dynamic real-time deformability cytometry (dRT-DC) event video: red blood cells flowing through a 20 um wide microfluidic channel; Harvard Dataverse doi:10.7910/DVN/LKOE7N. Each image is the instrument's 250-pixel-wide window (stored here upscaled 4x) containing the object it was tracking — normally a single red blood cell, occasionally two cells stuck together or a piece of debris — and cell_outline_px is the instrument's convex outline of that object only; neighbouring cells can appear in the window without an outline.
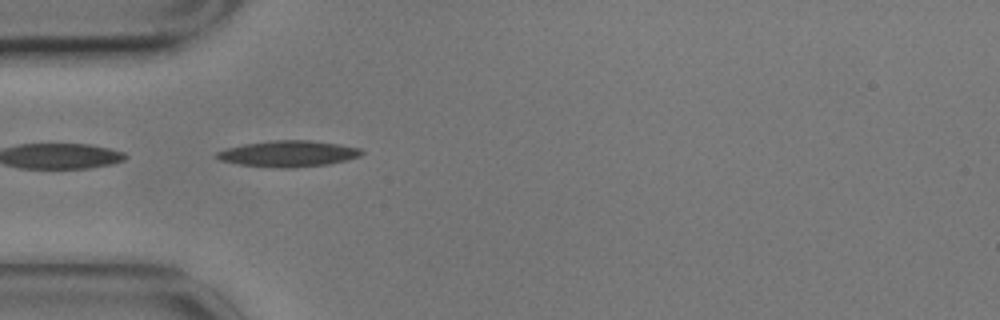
{"species": "common noctule bat (a hibernating species)", "species_latin": "Nyctalus noctula", "temperature_condition": "cold", "stored_images_in_passage": 5, "camera_frame_rate_fps": 3000, "um_per_image_px": 0.085, "animal": {"sex": "male", "body_mass_g": 17.9}, "frame": {"image": 1, "passage_image": 5, "time_ms": 1.333, "image_size_px": [1000, 320], "cell_outline_px": [[364, 152], [360, 156], [328, 164], [296, 168], [280, 168], [240, 164], [220, 160], [216, 156], [216, 152], [228, 148], [244, 144], [272, 140], [308, 140], [340, 144], [360, 148]], "centroid_in_image_um": [24.53, 13.06], "position_along_channel_um": 60.5, "area_um2": 21.91}}